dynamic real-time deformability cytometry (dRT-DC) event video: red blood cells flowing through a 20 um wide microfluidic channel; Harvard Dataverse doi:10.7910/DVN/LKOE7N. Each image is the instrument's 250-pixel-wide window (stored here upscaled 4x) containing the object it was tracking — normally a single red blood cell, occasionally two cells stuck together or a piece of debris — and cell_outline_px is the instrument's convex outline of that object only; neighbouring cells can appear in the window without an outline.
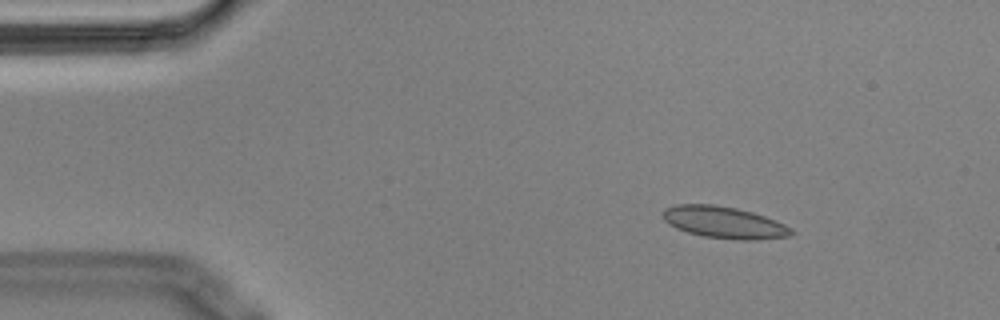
{"species": "Egyptian fruit bat (a non-hibernating species)", "species_latin": "Rousettus aegyptiacus", "temperature_condition": "cold", "stored_images_in_passage": 48, "camera_frame_rate_fps": 3000, "um_per_image_px": 0.085, "animal": {"sex": "male"}, "frame": {"image": 1, "passage_image": 1, "time_ms": 0.0, "image_size_px": [1000, 320], "cell_outline_px": [[796, 232], [792, 236], [756, 240], [740, 240], [704, 236], [688, 232], [676, 228], [668, 224], [664, 220], [664, 208], [676, 204], [712, 204], [736, 208], [752, 212], [764, 216], [784, 224], [792, 228]], "centroid_in_image_um": [61.58, 18.91], "position_along_channel_um": 23.4, "area_um2": 23.81}}
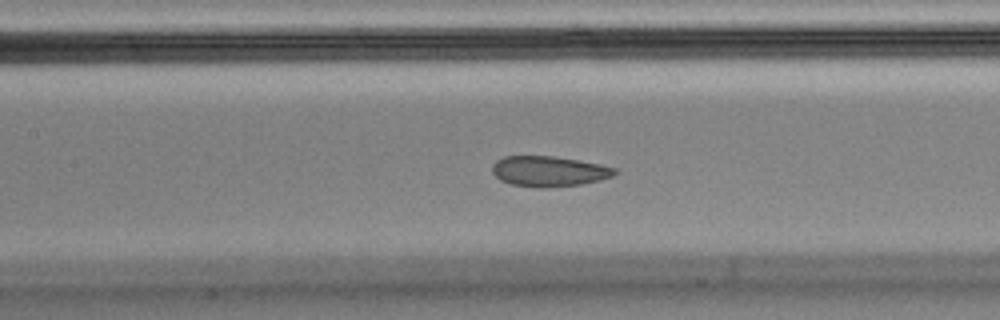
{"frame": {"image": 2, "passage_image": 18, "time_ms": 5.667, "image_size_px": [1000, 320], "cell_outline_px": [[616, 172], [612, 176], [600, 180], [580, 184], [548, 188], [536, 188], [512, 184], [500, 180], [492, 172], [492, 164], [496, 160], [504, 156], [552, 156], [600, 164], [616, 168]], "centroid_in_image_um": [46.62, 14.56], "position_along_channel_um": 160.8, "area_um2": 21.68}}
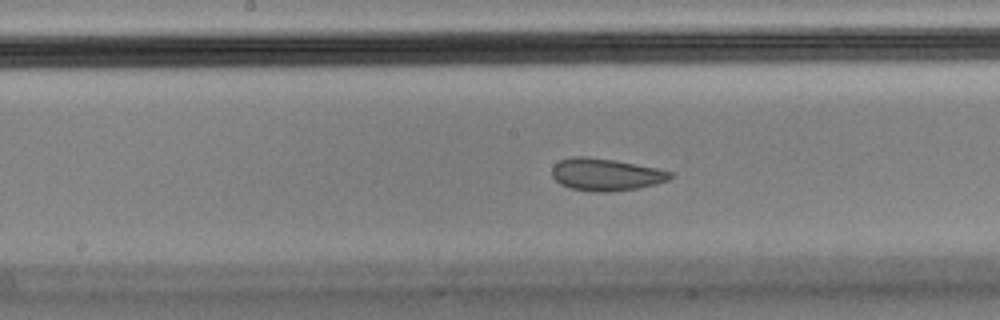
{"frame": {"image": 3, "passage_image": 21, "time_ms": 6.667, "image_size_px": [1000, 320], "cell_outline_px": [[672, 176], [668, 180], [656, 184], [640, 188], [608, 192], [592, 192], [572, 188], [560, 184], [552, 176], [552, 168], [560, 160], [572, 156], [584, 156], [616, 160], [656, 168], [672, 172]], "centroid_in_image_um": [51.49, 14.84], "position_along_channel_um": 196.7, "area_um2": 22.25}}